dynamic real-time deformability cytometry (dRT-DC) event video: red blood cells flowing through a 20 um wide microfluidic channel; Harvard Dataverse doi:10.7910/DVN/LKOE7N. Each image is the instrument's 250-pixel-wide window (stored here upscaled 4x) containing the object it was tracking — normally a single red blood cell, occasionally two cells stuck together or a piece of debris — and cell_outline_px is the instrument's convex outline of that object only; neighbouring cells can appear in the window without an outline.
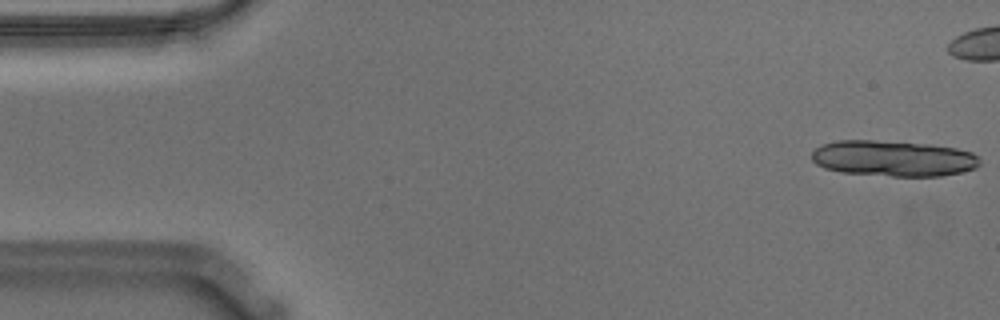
{"species": "Egyptian fruit bat (a non-hibernating species)", "species_latin": "Rousettus aegyptiacus", "temperature_condition": "warm", "stored_images_in_passage": 9, "camera_frame_rate_fps": 3000, "um_per_image_px": 0.085, "animal": {"sex": "male"}, "frame": {"image": 1, "passage_image": 1, "time_ms": 0.0, "image_size_px": [1000, 320], "cell_outline_px": [[980, 164], [976, 168], [960, 172], [940, 176], [892, 176], [840, 172], [824, 168], [816, 164], [812, 160], [812, 152], [820, 144], [836, 140], [872, 140], [928, 144], [956, 148], [972, 152], [980, 160]], "centroid_in_image_um": [75.9, 13.46], "position_along_channel_um": 9.1, "area_um2": 35.2}}